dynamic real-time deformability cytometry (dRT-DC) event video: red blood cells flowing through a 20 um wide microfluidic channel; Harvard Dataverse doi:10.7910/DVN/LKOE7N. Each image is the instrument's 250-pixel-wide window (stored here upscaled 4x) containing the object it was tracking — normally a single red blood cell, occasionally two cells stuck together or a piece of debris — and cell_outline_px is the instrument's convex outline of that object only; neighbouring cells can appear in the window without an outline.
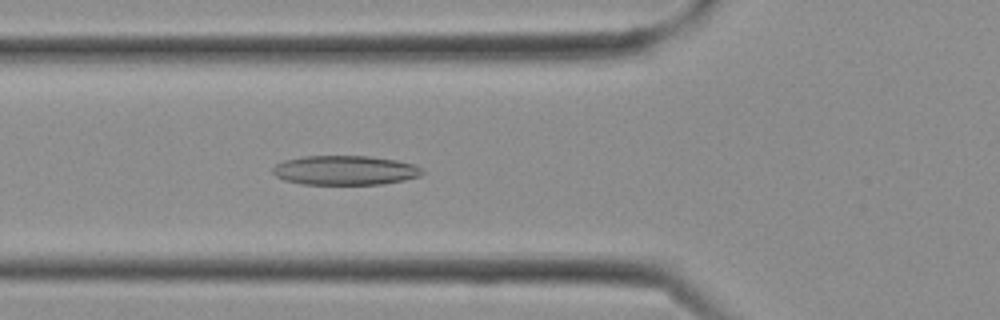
{"species": "Egyptian fruit bat (a non-hibernating species)", "species_latin": "Rousettus aegyptiacus", "temperature_condition": "cold", "stored_images_in_passage": 8, "camera_frame_rate_fps": 3000, "um_per_image_px": 0.085, "frame": {"image": 1, "passage_image": 8, "time_ms": 2.333, "image_size_px": [1000, 320], "cell_outline_px": [[424, 172], [420, 176], [404, 180], [384, 184], [300, 184], [284, 180], [276, 176], [272, 172], [272, 168], [276, 164], [284, 160], [300, 156], [368, 156], [396, 160], [416, 164]], "centroid_in_image_um": [29.31, 14.47], "position_along_channel_um": 96.5, "area_um2": 25.78}}